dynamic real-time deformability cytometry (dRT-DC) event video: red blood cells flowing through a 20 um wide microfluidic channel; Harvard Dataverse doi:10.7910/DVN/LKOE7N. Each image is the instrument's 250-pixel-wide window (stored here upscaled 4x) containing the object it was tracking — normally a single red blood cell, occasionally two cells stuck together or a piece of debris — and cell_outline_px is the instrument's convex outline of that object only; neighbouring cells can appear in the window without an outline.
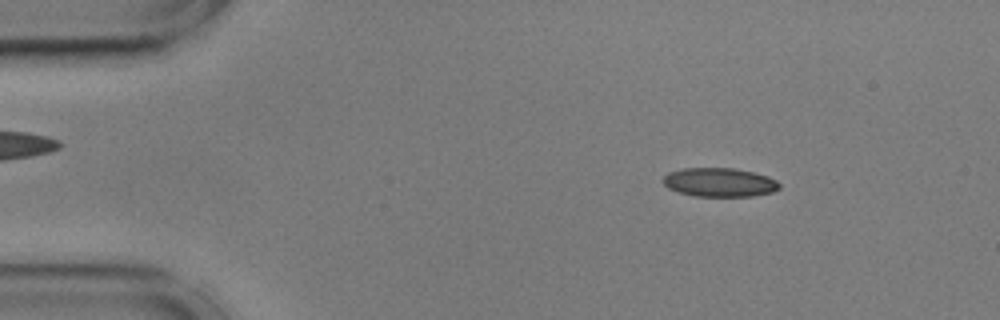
{"species": "common noctule bat (a hibernating species)", "species_latin": "Nyctalus noctula", "temperature_condition": "cold", "stored_images_in_passage": 54, "camera_frame_rate_fps": 3000, "um_per_image_px": 0.085, "animal": {"sex": "male", "body_mass_g": 17.9, "forearm_length_mm": 54.2}, "frame": {"image": 1, "passage_image": 7, "time_ms": 2.0, "image_size_px": [1000, 320], "cell_outline_px": [[780, 188], [772, 192], [752, 196], [696, 196], [680, 192], [668, 188], [664, 184], [664, 176], [668, 172], [680, 168], [732, 168], [752, 172], [768, 176], [776, 180], [780, 184]], "centroid_in_image_um": [61.16, 15.49], "position_along_channel_um": 23.8, "area_um2": 19.48}}
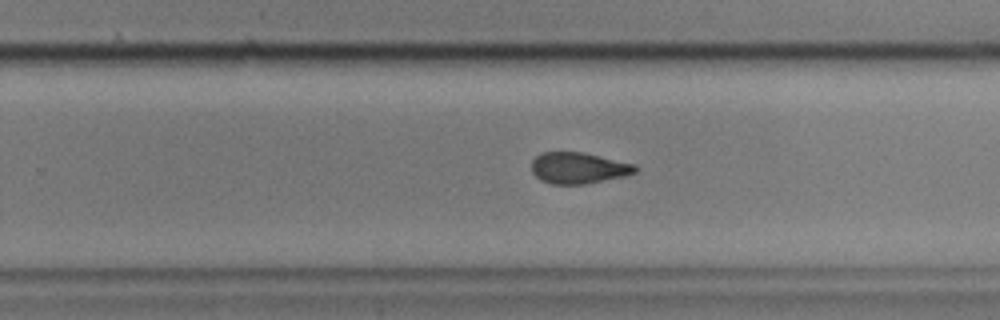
{"frame": {"image": 2, "passage_image": 34, "time_ms": 11.0, "image_size_px": [1000, 320], "cell_outline_px": [[640, 168], [636, 172], [624, 176], [584, 184], [552, 184], [540, 180], [532, 172], [532, 160], [540, 152], [584, 152], [636, 164]], "centroid_in_image_um": [49.18, 14.27], "position_along_channel_um": 280.6, "area_um2": 19.02}}
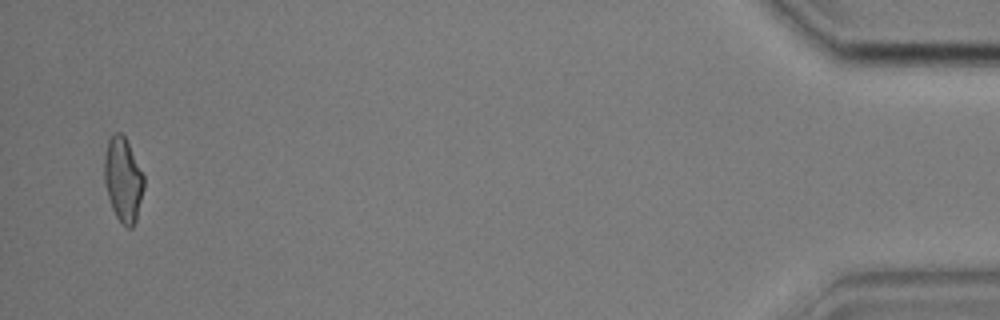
{"frame": {"image": 3, "passage_image": 53, "time_ms": 17.333, "image_size_px": [1000, 320], "cell_outline_px": [[144, 188], [136, 220], [132, 228], [128, 228], [116, 216], [112, 208], [108, 196], [104, 180], [104, 156], [108, 140], [116, 132], [120, 132], [124, 136], [144, 176]], "centroid_in_image_um": [10.46, 15.28], "position_along_channel_um": 424.7, "area_um2": 19.13}, "authors_computed_cell_mechanics": {"area_um2": 19.5942, "velocity_mm_per_s": 3.6025, "shape_relaxation_time_tau1_ms": 7.4817, "shape_relaxation_time_tau2_ms": 2.8308, "deformation_change_tau1": 0.1615, "deformation_change_tau2": 0.0899}}